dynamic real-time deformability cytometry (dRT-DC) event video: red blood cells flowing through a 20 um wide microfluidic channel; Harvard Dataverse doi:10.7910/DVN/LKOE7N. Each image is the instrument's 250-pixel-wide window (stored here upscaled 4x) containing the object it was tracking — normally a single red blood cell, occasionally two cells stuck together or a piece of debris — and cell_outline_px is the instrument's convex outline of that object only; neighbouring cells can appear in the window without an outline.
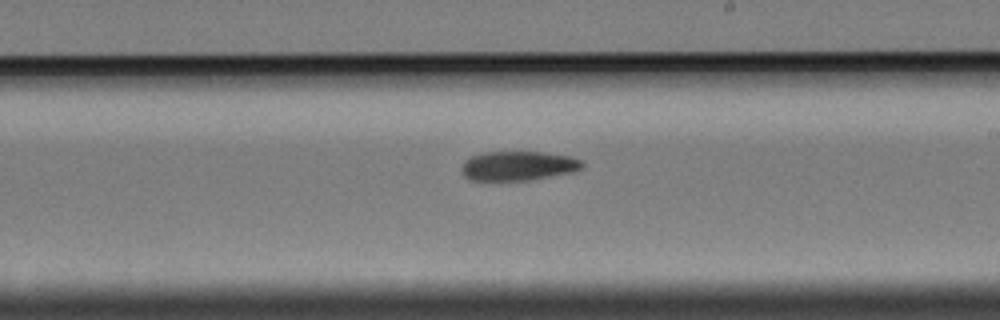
{"species": "Egyptian fruit bat (a non-hibernating species)", "species_latin": "Rousettus aegyptiacus", "temperature_condition": "cold", "stored_images_in_passage": 9, "camera_frame_rate_fps": 3000, "um_per_image_px": 0.085, "animal": {"sex": "female"}, "frame": {"image": 1, "passage_image": 9, "time_ms": 10.333, "image_size_px": [1000, 320], "cell_outline_px": [[584, 168], [572, 172], [528, 180], [472, 180], [464, 176], [464, 160], [472, 156], [484, 152], [544, 152], [572, 156], [580, 160], [584, 164]], "centroid_in_image_um": [44.1, 14.08], "position_along_channel_um": 244.9, "area_um2": 20.46}}